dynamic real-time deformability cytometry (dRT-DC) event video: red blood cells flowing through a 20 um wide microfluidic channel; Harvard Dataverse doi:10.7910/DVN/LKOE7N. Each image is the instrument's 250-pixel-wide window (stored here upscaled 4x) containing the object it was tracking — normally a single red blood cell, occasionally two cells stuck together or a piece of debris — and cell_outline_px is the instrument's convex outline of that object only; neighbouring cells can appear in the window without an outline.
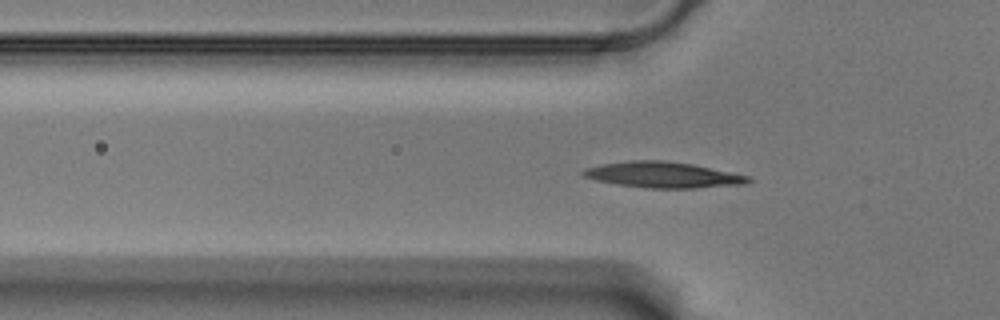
{"species": "Egyptian fruit bat (a non-hibernating species)", "species_latin": "Rousettus aegyptiacus", "temperature_condition": "warm", "stored_images_in_passage": 44, "camera_frame_rate_fps": 3000, "um_per_image_px": 0.085, "animal": {"sex": "male"}, "frame": {"image": 1, "passage_image": 4, "time_ms": 1.0, "image_size_px": [1000, 320], "cell_outline_px": [[752, 180], [748, 184], [696, 188], [648, 188], [616, 184], [596, 180], [584, 176], [580, 172], [584, 168], [600, 164], [632, 160], [664, 160], [692, 164], [748, 176]], "centroid_in_image_um": [56.33, 14.86], "position_along_channel_um": 69.5, "area_um2": 24.85}}
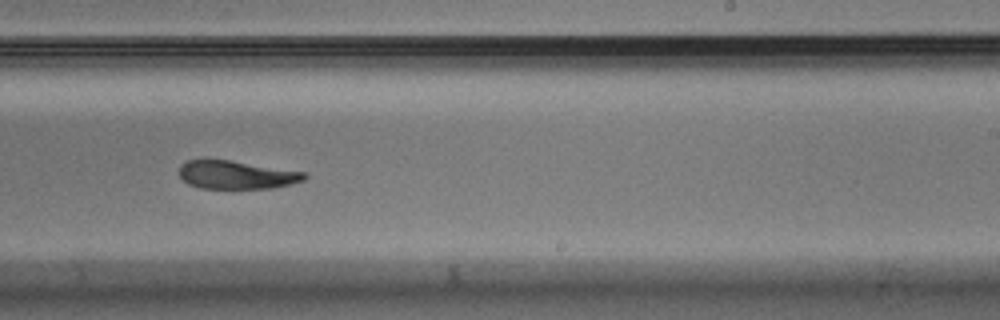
{"frame": {"image": 2, "passage_image": 21, "time_ms": 6.667, "image_size_px": [1000, 320], "cell_outline_px": [[308, 176], [304, 180], [272, 188], [200, 188], [188, 184], [180, 176], [180, 164], [188, 160], [228, 160], [304, 172]], "centroid_in_image_um": [20.07, 14.86], "position_along_channel_um": 268.9, "area_um2": 20.23}}
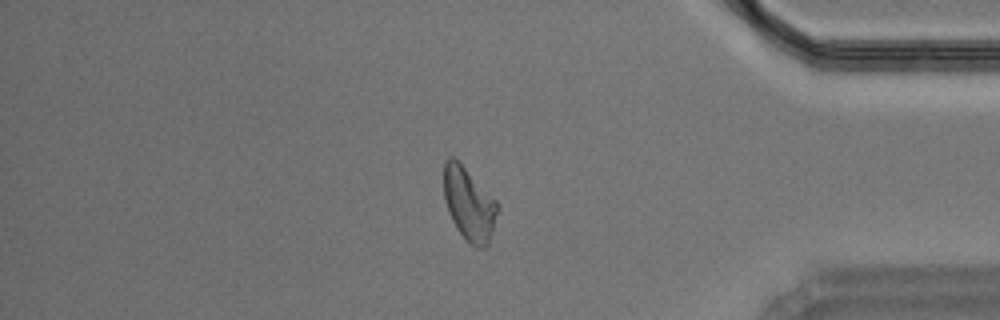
{"frame": {"image": 3, "passage_image": 34, "time_ms": 11.0, "image_size_px": [1000, 320], "cell_outline_px": [[500, 208], [488, 244], [484, 248], [476, 248], [468, 244], [464, 240], [456, 228], [448, 212], [444, 200], [444, 160], [448, 156], [452, 156], [496, 200]], "centroid_in_image_um": [39.86, 17.4], "position_along_channel_um": 395.3, "area_um2": 22.89}, "authors_computed_cell_mechanics": {"area_um2": 22.9466, "velocity_mm_per_s": 3.5161, "shape_relaxation_time_tau1_ms": 4.593, "shape_relaxation_time_tau2_ms": 5.7395, "deformation_change_tau1": 0.1663, "deformation_change_tau2": 0.1363}}